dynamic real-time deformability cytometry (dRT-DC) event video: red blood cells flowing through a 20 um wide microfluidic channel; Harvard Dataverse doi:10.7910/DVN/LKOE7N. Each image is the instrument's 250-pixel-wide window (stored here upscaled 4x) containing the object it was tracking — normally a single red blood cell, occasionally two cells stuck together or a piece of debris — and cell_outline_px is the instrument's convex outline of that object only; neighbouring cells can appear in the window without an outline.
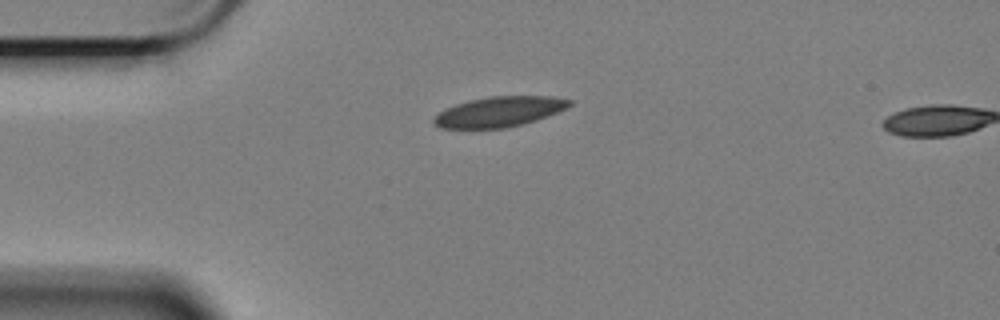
{"species": "Egyptian fruit bat (a non-hibernating species)", "species_latin": "Rousettus aegyptiacus", "temperature_condition": "cold", "stored_images_in_passage": 2, "camera_frame_rate_fps": 3000, "um_per_image_px": 0.085, "animal": {"sex": "female"}, "frame": {"image": 1, "passage_image": 1, "time_ms": 0.0, "image_size_px": [1000, 320], "cell_outline_px": [[572, 104], [556, 112], [536, 120], [504, 128], [440, 128], [432, 120], [444, 108], [468, 100], [488, 96], [552, 96], [572, 100]], "centroid_in_image_um": [42.41, 9.48], "position_along_channel_um": 42.6, "area_um2": 23.64}}